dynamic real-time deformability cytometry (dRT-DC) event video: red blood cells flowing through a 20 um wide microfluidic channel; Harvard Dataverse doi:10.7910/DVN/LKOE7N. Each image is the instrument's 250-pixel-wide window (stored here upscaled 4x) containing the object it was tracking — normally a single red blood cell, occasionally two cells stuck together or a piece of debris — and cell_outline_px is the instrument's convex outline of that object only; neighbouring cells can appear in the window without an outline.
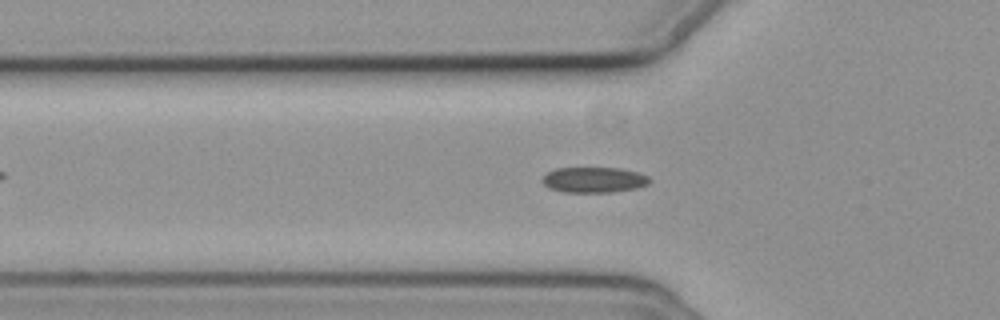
{"species": "common noctule bat (a hibernating species)", "species_latin": "Nyctalus noctula", "temperature_condition": "cold", "stored_images_in_passage": 50, "camera_frame_rate_fps": 3000, "um_per_image_px": 0.085, "animal": {"sex": "female", "body_mass_g": 19.3, "forearm_length_mm": 54.1}, "frame": {"image": 1, "passage_image": 19, "time_ms": 6.0, "image_size_px": [1000, 320], "cell_outline_px": [[652, 180], [648, 184], [636, 188], [612, 192], [560, 192], [548, 188], [540, 180], [548, 172], [556, 168], [620, 168], [636, 172], [648, 176]], "centroid_in_image_um": [50.46, 15.29], "position_along_channel_um": 75.3, "area_um2": 16.01}}
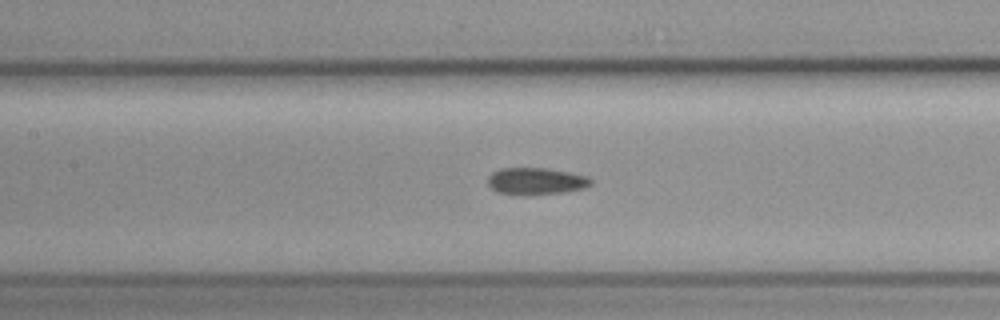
{"frame": {"image": 2, "passage_image": 26, "time_ms": 8.333, "image_size_px": [1000, 320], "cell_outline_px": [[592, 184], [584, 188], [564, 192], [524, 196], [496, 192], [488, 184], [488, 176], [492, 172], [500, 168], [548, 168], [588, 176], [592, 180]], "centroid_in_image_um": [45.54, 15.41], "position_along_channel_um": 161.9, "area_um2": 16.42}}
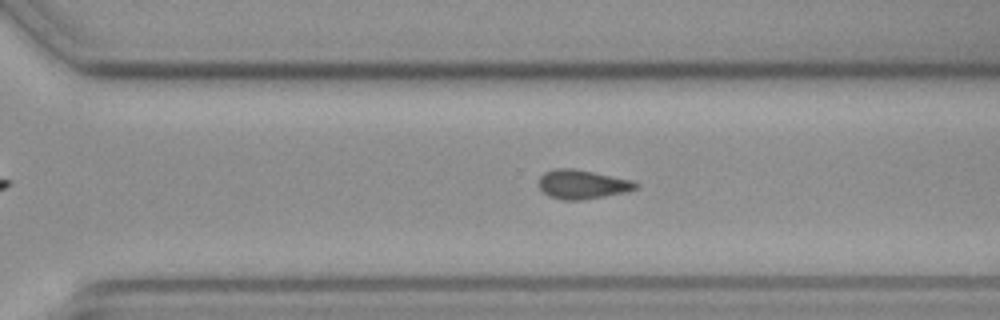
{"frame": {"image": 3, "passage_image": 39, "time_ms": 12.667, "image_size_px": [1000, 320], "cell_outline_px": [[640, 184], [636, 188], [624, 192], [604, 196], [580, 200], [560, 200], [548, 196], [540, 188], [540, 176], [544, 172], [556, 168], [572, 168], [632, 180]], "centroid_in_image_um": [49.47, 15.67], "position_along_channel_um": 321.1, "area_um2": 16.24}, "authors_computed_cell_mechanics": {"area_um2": 16.184, "velocity_mm_per_s": 3.6871, "shape_relaxation_time_tau1_ms": null, "shape_relaxation_time_tau2_ms": 6.2172, "deformation_change_tau1": null, "deformation_change_tau2": 0.1147}}